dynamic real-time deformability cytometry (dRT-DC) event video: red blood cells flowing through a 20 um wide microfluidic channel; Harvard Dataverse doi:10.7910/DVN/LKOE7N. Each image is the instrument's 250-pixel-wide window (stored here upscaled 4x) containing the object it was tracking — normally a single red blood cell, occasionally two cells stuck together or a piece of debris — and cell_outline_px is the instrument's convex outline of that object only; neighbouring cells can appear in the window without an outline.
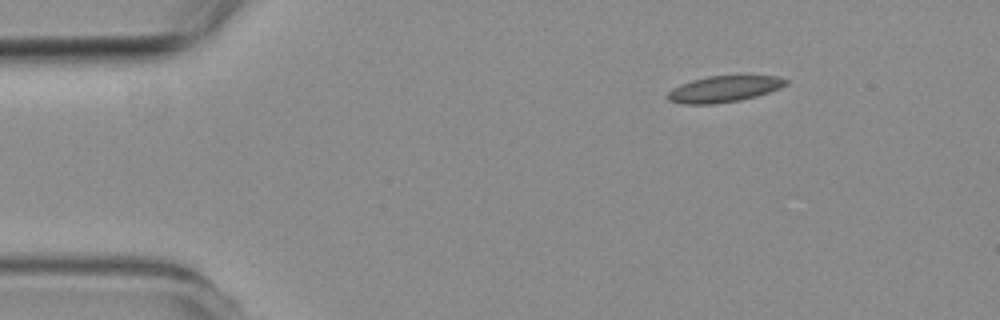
{"species": "common noctule bat (a hibernating species)", "species_latin": "Nyctalus noctula", "temperature_condition": "room temperature", "stored_images_in_passage": 3, "segment_of_instrument_passage": [1, 2], "camera_frame_rate_fps": 3000, "um_per_image_px": 0.085, "animal": {"sex": "female", "body_mass_g": 19.3, "forearm_length_mm": 54.1}, "frame": {"image": 1, "passage_image": 1, "time_ms": 0.0, "image_size_px": [1000, 320], "cell_outline_px": [[788, 84], [780, 88], [756, 96], [740, 100], [712, 104], [680, 104], [668, 100], [668, 92], [672, 88], [680, 84], [692, 80], [708, 76], [780, 76], [788, 80]], "centroid_in_image_um": [61.53, 7.56], "position_along_channel_um": 23.5, "area_um2": 18.03}}